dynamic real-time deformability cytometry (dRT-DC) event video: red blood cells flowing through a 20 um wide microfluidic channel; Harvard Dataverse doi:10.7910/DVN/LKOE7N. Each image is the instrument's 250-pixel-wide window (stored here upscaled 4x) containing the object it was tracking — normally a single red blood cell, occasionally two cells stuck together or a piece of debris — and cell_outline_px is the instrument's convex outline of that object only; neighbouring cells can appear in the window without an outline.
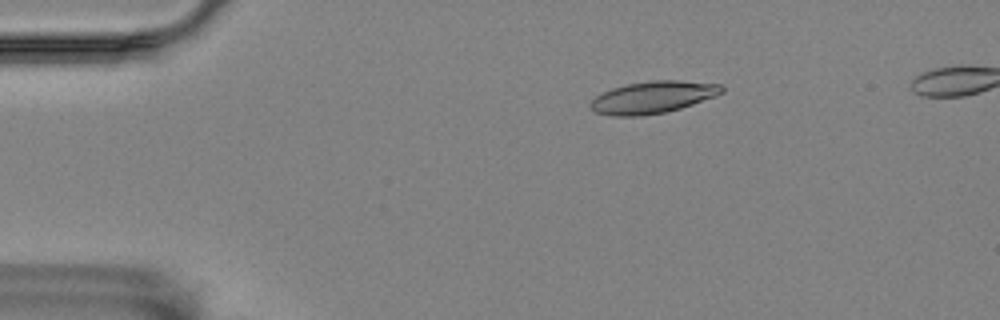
{"species": "Egyptian fruit bat (a non-hibernating species)", "species_latin": "Rousettus aegyptiacus", "temperature_condition": "room temperature", "stored_images_in_passage": 55, "camera_frame_rate_fps": 3000, "um_per_image_px": 0.085, "animal": {"sex": "female"}, "frame": {"image": 1, "passage_image": 10, "time_ms": 3.0, "image_size_px": [1000, 320], "cell_outline_px": [[724, 92], [716, 96], [680, 108], [664, 112], [640, 116], [612, 116], [596, 112], [588, 104], [596, 96], [612, 88], [628, 84], [652, 80], [680, 80], [720, 84], [724, 88]], "centroid_in_image_um": [55.5, 8.26], "position_along_channel_um": 29.5, "area_um2": 24.39}}
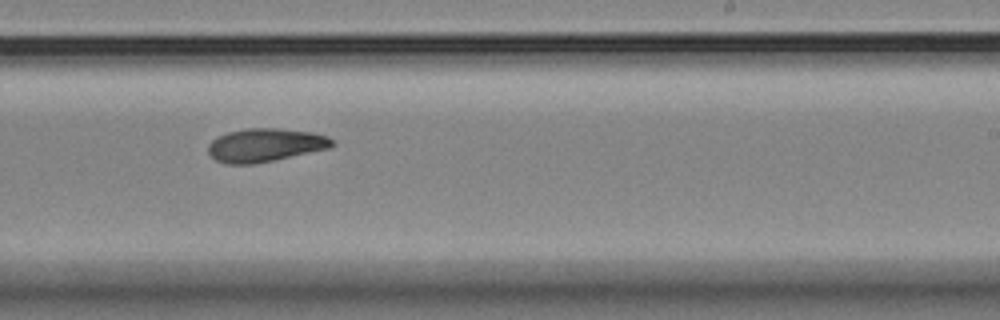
{"frame": {"image": 2, "passage_image": 35, "time_ms": 11.333, "image_size_px": [1000, 320], "cell_outline_px": [[336, 144], [332, 148], [252, 164], [224, 164], [216, 160], [208, 152], [208, 144], [216, 136], [228, 132], [248, 128], [276, 128], [312, 132], [328, 136]], "centroid_in_image_um": [22.54, 12.33], "position_along_channel_um": 266.5, "area_um2": 24.16}}
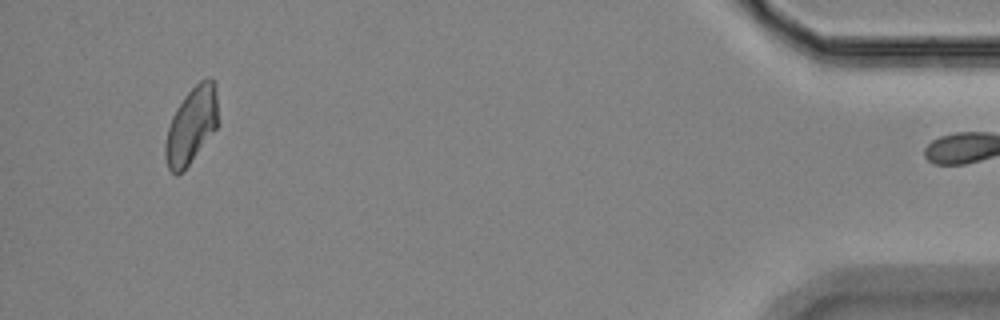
{"frame": {"image": 3, "passage_image": 54, "time_ms": 17.667, "image_size_px": [1000, 320], "cell_outline_px": [[220, 120], [216, 128], [184, 172], [176, 176], [168, 168], [164, 156], [164, 144], [168, 128], [172, 116], [176, 108], [184, 96], [200, 80], [208, 76], [216, 84]], "centroid_in_image_um": [16.29, 10.67], "position_along_channel_um": 418.9, "area_um2": 24.1}}